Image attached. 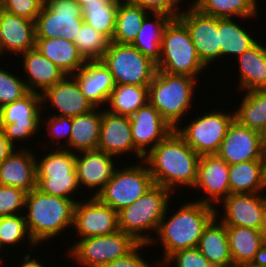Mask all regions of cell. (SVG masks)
Instances as JSON below:
<instances>
[{
  "label": "cell",
  "instance_id": "obj_46",
  "mask_svg": "<svg viewBox=\"0 0 266 267\" xmlns=\"http://www.w3.org/2000/svg\"><path fill=\"white\" fill-rule=\"evenodd\" d=\"M48 123L45 128H47V132L50 138L57 140L61 138H66L64 142H66L64 145H59V148H64L69 150V141H70V135H71V127H72V118L65 117V116H54L48 117V120H46ZM52 136V137H51ZM67 145V146H65ZM66 148H65V147Z\"/></svg>",
  "mask_w": 266,
  "mask_h": 267
},
{
  "label": "cell",
  "instance_id": "obj_18",
  "mask_svg": "<svg viewBox=\"0 0 266 267\" xmlns=\"http://www.w3.org/2000/svg\"><path fill=\"white\" fill-rule=\"evenodd\" d=\"M194 188L202 189L208 195L196 201L211 206L215 202H221L230 195L229 164L217 154L201 155Z\"/></svg>",
  "mask_w": 266,
  "mask_h": 267
},
{
  "label": "cell",
  "instance_id": "obj_31",
  "mask_svg": "<svg viewBox=\"0 0 266 267\" xmlns=\"http://www.w3.org/2000/svg\"><path fill=\"white\" fill-rule=\"evenodd\" d=\"M98 107L72 118L71 135L69 141V150L76 151H87L95 150L98 148L101 120H102V109L98 111Z\"/></svg>",
  "mask_w": 266,
  "mask_h": 267
},
{
  "label": "cell",
  "instance_id": "obj_11",
  "mask_svg": "<svg viewBox=\"0 0 266 267\" xmlns=\"http://www.w3.org/2000/svg\"><path fill=\"white\" fill-rule=\"evenodd\" d=\"M235 119L234 112L224 113L217 110L193 118L185 127L180 125L176 132L199 156L217 154L229 126Z\"/></svg>",
  "mask_w": 266,
  "mask_h": 267
},
{
  "label": "cell",
  "instance_id": "obj_37",
  "mask_svg": "<svg viewBox=\"0 0 266 267\" xmlns=\"http://www.w3.org/2000/svg\"><path fill=\"white\" fill-rule=\"evenodd\" d=\"M149 13L131 2H119L112 42L132 44Z\"/></svg>",
  "mask_w": 266,
  "mask_h": 267
},
{
  "label": "cell",
  "instance_id": "obj_16",
  "mask_svg": "<svg viewBox=\"0 0 266 267\" xmlns=\"http://www.w3.org/2000/svg\"><path fill=\"white\" fill-rule=\"evenodd\" d=\"M78 200L74 207V230L80 239L107 235L119 230L118 212L102 203L96 196L86 202Z\"/></svg>",
  "mask_w": 266,
  "mask_h": 267
},
{
  "label": "cell",
  "instance_id": "obj_4",
  "mask_svg": "<svg viewBox=\"0 0 266 267\" xmlns=\"http://www.w3.org/2000/svg\"><path fill=\"white\" fill-rule=\"evenodd\" d=\"M172 194L165 187L155 184L138 200L118 212L119 230L131 235L138 243L150 244L154 236L147 232L153 229L157 233Z\"/></svg>",
  "mask_w": 266,
  "mask_h": 267
},
{
  "label": "cell",
  "instance_id": "obj_25",
  "mask_svg": "<svg viewBox=\"0 0 266 267\" xmlns=\"http://www.w3.org/2000/svg\"><path fill=\"white\" fill-rule=\"evenodd\" d=\"M36 157L30 149H15L0 164V184L16 187L27 193L35 189Z\"/></svg>",
  "mask_w": 266,
  "mask_h": 267
},
{
  "label": "cell",
  "instance_id": "obj_55",
  "mask_svg": "<svg viewBox=\"0 0 266 267\" xmlns=\"http://www.w3.org/2000/svg\"><path fill=\"white\" fill-rule=\"evenodd\" d=\"M117 2H131L132 0H115Z\"/></svg>",
  "mask_w": 266,
  "mask_h": 267
},
{
  "label": "cell",
  "instance_id": "obj_38",
  "mask_svg": "<svg viewBox=\"0 0 266 267\" xmlns=\"http://www.w3.org/2000/svg\"><path fill=\"white\" fill-rule=\"evenodd\" d=\"M218 33L221 46V57L226 55L240 56L253 47L258 40L253 37L233 18H218Z\"/></svg>",
  "mask_w": 266,
  "mask_h": 267
},
{
  "label": "cell",
  "instance_id": "obj_35",
  "mask_svg": "<svg viewBox=\"0 0 266 267\" xmlns=\"http://www.w3.org/2000/svg\"><path fill=\"white\" fill-rule=\"evenodd\" d=\"M257 3L256 0H194L191 5L207 16L249 19L258 13Z\"/></svg>",
  "mask_w": 266,
  "mask_h": 267
},
{
  "label": "cell",
  "instance_id": "obj_1",
  "mask_svg": "<svg viewBox=\"0 0 266 267\" xmlns=\"http://www.w3.org/2000/svg\"><path fill=\"white\" fill-rule=\"evenodd\" d=\"M200 156L174 129L147 153V164L154 183L175 193L176 186L194 187Z\"/></svg>",
  "mask_w": 266,
  "mask_h": 267
},
{
  "label": "cell",
  "instance_id": "obj_45",
  "mask_svg": "<svg viewBox=\"0 0 266 267\" xmlns=\"http://www.w3.org/2000/svg\"><path fill=\"white\" fill-rule=\"evenodd\" d=\"M2 3L4 11L35 21L45 0H2Z\"/></svg>",
  "mask_w": 266,
  "mask_h": 267
},
{
  "label": "cell",
  "instance_id": "obj_22",
  "mask_svg": "<svg viewBox=\"0 0 266 267\" xmlns=\"http://www.w3.org/2000/svg\"><path fill=\"white\" fill-rule=\"evenodd\" d=\"M97 149L114 157L134 151L136 158L143 160L134 148L130 117L112 114L105 109L102 111Z\"/></svg>",
  "mask_w": 266,
  "mask_h": 267
},
{
  "label": "cell",
  "instance_id": "obj_56",
  "mask_svg": "<svg viewBox=\"0 0 266 267\" xmlns=\"http://www.w3.org/2000/svg\"><path fill=\"white\" fill-rule=\"evenodd\" d=\"M3 10V3L2 0H0V12Z\"/></svg>",
  "mask_w": 266,
  "mask_h": 267
},
{
  "label": "cell",
  "instance_id": "obj_5",
  "mask_svg": "<svg viewBox=\"0 0 266 267\" xmlns=\"http://www.w3.org/2000/svg\"><path fill=\"white\" fill-rule=\"evenodd\" d=\"M197 81L188 75L157 70L148 86V103L175 129L190 109Z\"/></svg>",
  "mask_w": 266,
  "mask_h": 267
},
{
  "label": "cell",
  "instance_id": "obj_54",
  "mask_svg": "<svg viewBox=\"0 0 266 267\" xmlns=\"http://www.w3.org/2000/svg\"><path fill=\"white\" fill-rule=\"evenodd\" d=\"M0 130H2L1 108H0Z\"/></svg>",
  "mask_w": 266,
  "mask_h": 267
},
{
  "label": "cell",
  "instance_id": "obj_29",
  "mask_svg": "<svg viewBox=\"0 0 266 267\" xmlns=\"http://www.w3.org/2000/svg\"><path fill=\"white\" fill-rule=\"evenodd\" d=\"M230 194L261 193L266 188V161L229 165Z\"/></svg>",
  "mask_w": 266,
  "mask_h": 267
},
{
  "label": "cell",
  "instance_id": "obj_8",
  "mask_svg": "<svg viewBox=\"0 0 266 267\" xmlns=\"http://www.w3.org/2000/svg\"><path fill=\"white\" fill-rule=\"evenodd\" d=\"M101 61L111 72L115 85L149 86L157 71L156 63L132 44L111 41Z\"/></svg>",
  "mask_w": 266,
  "mask_h": 267
},
{
  "label": "cell",
  "instance_id": "obj_12",
  "mask_svg": "<svg viewBox=\"0 0 266 267\" xmlns=\"http://www.w3.org/2000/svg\"><path fill=\"white\" fill-rule=\"evenodd\" d=\"M84 23L81 7L74 0H45L35 20V38H59L74 42Z\"/></svg>",
  "mask_w": 266,
  "mask_h": 267
},
{
  "label": "cell",
  "instance_id": "obj_33",
  "mask_svg": "<svg viewBox=\"0 0 266 267\" xmlns=\"http://www.w3.org/2000/svg\"><path fill=\"white\" fill-rule=\"evenodd\" d=\"M233 265H249L264 242L260 230L242 226H226Z\"/></svg>",
  "mask_w": 266,
  "mask_h": 267
},
{
  "label": "cell",
  "instance_id": "obj_23",
  "mask_svg": "<svg viewBox=\"0 0 266 267\" xmlns=\"http://www.w3.org/2000/svg\"><path fill=\"white\" fill-rule=\"evenodd\" d=\"M35 48V21L0 12V56L9 54L21 55ZM11 52V53H10Z\"/></svg>",
  "mask_w": 266,
  "mask_h": 267
},
{
  "label": "cell",
  "instance_id": "obj_48",
  "mask_svg": "<svg viewBox=\"0 0 266 267\" xmlns=\"http://www.w3.org/2000/svg\"><path fill=\"white\" fill-rule=\"evenodd\" d=\"M148 245L149 244L139 243L126 256L118 258L103 267H153L154 265L149 264V261L147 263L139 252L143 247L145 248Z\"/></svg>",
  "mask_w": 266,
  "mask_h": 267
},
{
  "label": "cell",
  "instance_id": "obj_24",
  "mask_svg": "<svg viewBox=\"0 0 266 267\" xmlns=\"http://www.w3.org/2000/svg\"><path fill=\"white\" fill-rule=\"evenodd\" d=\"M73 76L94 107L100 108L102 104H107L115 83L111 72L102 61H86Z\"/></svg>",
  "mask_w": 266,
  "mask_h": 267
},
{
  "label": "cell",
  "instance_id": "obj_19",
  "mask_svg": "<svg viewBox=\"0 0 266 267\" xmlns=\"http://www.w3.org/2000/svg\"><path fill=\"white\" fill-rule=\"evenodd\" d=\"M48 100L58 110L59 114L54 116L74 118L95 108L84 96L73 75H66L41 94L42 104L49 102Z\"/></svg>",
  "mask_w": 266,
  "mask_h": 267
},
{
  "label": "cell",
  "instance_id": "obj_13",
  "mask_svg": "<svg viewBox=\"0 0 266 267\" xmlns=\"http://www.w3.org/2000/svg\"><path fill=\"white\" fill-rule=\"evenodd\" d=\"M43 106L41 94L29 92L23 98L1 107L2 130L14 147L17 140L23 141L39 131V125L43 122Z\"/></svg>",
  "mask_w": 266,
  "mask_h": 267
},
{
  "label": "cell",
  "instance_id": "obj_27",
  "mask_svg": "<svg viewBox=\"0 0 266 267\" xmlns=\"http://www.w3.org/2000/svg\"><path fill=\"white\" fill-rule=\"evenodd\" d=\"M215 210L216 216L205 227L197 248L214 267L233 265L226 225L216 222L219 213Z\"/></svg>",
  "mask_w": 266,
  "mask_h": 267
},
{
  "label": "cell",
  "instance_id": "obj_41",
  "mask_svg": "<svg viewBox=\"0 0 266 267\" xmlns=\"http://www.w3.org/2000/svg\"><path fill=\"white\" fill-rule=\"evenodd\" d=\"M20 214L10 215L0 217V248L3 250V247L10 245L20 244L19 242H23V240L27 239L31 247L37 246L30 234L28 232L26 221H25V212H20ZM27 238H26V237ZM5 245V246H4Z\"/></svg>",
  "mask_w": 266,
  "mask_h": 267
},
{
  "label": "cell",
  "instance_id": "obj_40",
  "mask_svg": "<svg viewBox=\"0 0 266 267\" xmlns=\"http://www.w3.org/2000/svg\"><path fill=\"white\" fill-rule=\"evenodd\" d=\"M110 42L105 35L84 22L73 43L85 61H101Z\"/></svg>",
  "mask_w": 266,
  "mask_h": 267
},
{
  "label": "cell",
  "instance_id": "obj_53",
  "mask_svg": "<svg viewBox=\"0 0 266 267\" xmlns=\"http://www.w3.org/2000/svg\"><path fill=\"white\" fill-rule=\"evenodd\" d=\"M81 8L88 2L98 1V0H74Z\"/></svg>",
  "mask_w": 266,
  "mask_h": 267
},
{
  "label": "cell",
  "instance_id": "obj_26",
  "mask_svg": "<svg viewBox=\"0 0 266 267\" xmlns=\"http://www.w3.org/2000/svg\"><path fill=\"white\" fill-rule=\"evenodd\" d=\"M26 74L24 80L29 92L42 94L46 89L62 80L66 74L36 48L21 53ZM41 89V90H40ZM39 90V91H38Z\"/></svg>",
  "mask_w": 266,
  "mask_h": 267
},
{
  "label": "cell",
  "instance_id": "obj_39",
  "mask_svg": "<svg viewBox=\"0 0 266 267\" xmlns=\"http://www.w3.org/2000/svg\"><path fill=\"white\" fill-rule=\"evenodd\" d=\"M119 2L115 0H98L85 4L82 17L86 24L112 41L115 32L116 12Z\"/></svg>",
  "mask_w": 266,
  "mask_h": 267
},
{
  "label": "cell",
  "instance_id": "obj_47",
  "mask_svg": "<svg viewBox=\"0 0 266 267\" xmlns=\"http://www.w3.org/2000/svg\"><path fill=\"white\" fill-rule=\"evenodd\" d=\"M180 1L182 0H132L131 3L150 13H163L175 19L182 12L177 10Z\"/></svg>",
  "mask_w": 266,
  "mask_h": 267
},
{
  "label": "cell",
  "instance_id": "obj_32",
  "mask_svg": "<svg viewBox=\"0 0 266 267\" xmlns=\"http://www.w3.org/2000/svg\"><path fill=\"white\" fill-rule=\"evenodd\" d=\"M150 17L154 19L152 20ZM172 19V17L163 13H149L144 18L137 37L132 43L135 48L156 64L161 57V42L164 29Z\"/></svg>",
  "mask_w": 266,
  "mask_h": 267
},
{
  "label": "cell",
  "instance_id": "obj_51",
  "mask_svg": "<svg viewBox=\"0 0 266 267\" xmlns=\"http://www.w3.org/2000/svg\"><path fill=\"white\" fill-rule=\"evenodd\" d=\"M45 265H43L42 263H40V261H37L36 259H32L30 254H26L24 256V261L21 265H19L18 267H44Z\"/></svg>",
  "mask_w": 266,
  "mask_h": 267
},
{
  "label": "cell",
  "instance_id": "obj_7",
  "mask_svg": "<svg viewBox=\"0 0 266 267\" xmlns=\"http://www.w3.org/2000/svg\"><path fill=\"white\" fill-rule=\"evenodd\" d=\"M50 151L44 155L42 160H36V189L48 195L71 199L77 203L78 199H74L71 195L80 188L75 152L64 148Z\"/></svg>",
  "mask_w": 266,
  "mask_h": 267
},
{
  "label": "cell",
  "instance_id": "obj_36",
  "mask_svg": "<svg viewBox=\"0 0 266 267\" xmlns=\"http://www.w3.org/2000/svg\"><path fill=\"white\" fill-rule=\"evenodd\" d=\"M148 103V86L115 85L108 99V112L131 117L139 108Z\"/></svg>",
  "mask_w": 266,
  "mask_h": 267
},
{
  "label": "cell",
  "instance_id": "obj_58",
  "mask_svg": "<svg viewBox=\"0 0 266 267\" xmlns=\"http://www.w3.org/2000/svg\"><path fill=\"white\" fill-rule=\"evenodd\" d=\"M236 267H250L249 265H239V266H236Z\"/></svg>",
  "mask_w": 266,
  "mask_h": 267
},
{
  "label": "cell",
  "instance_id": "obj_10",
  "mask_svg": "<svg viewBox=\"0 0 266 267\" xmlns=\"http://www.w3.org/2000/svg\"><path fill=\"white\" fill-rule=\"evenodd\" d=\"M139 243L121 230L117 232L78 239L68 249L70 259L83 267H103L130 253Z\"/></svg>",
  "mask_w": 266,
  "mask_h": 267
},
{
  "label": "cell",
  "instance_id": "obj_30",
  "mask_svg": "<svg viewBox=\"0 0 266 267\" xmlns=\"http://www.w3.org/2000/svg\"><path fill=\"white\" fill-rule=\"evenodd\" d=\"M239 62L240 84L242 91L266 88V47L256 43L237 57Z\"/></svg>",
  "mask_w": 266,
  "mask_h": 267
},
{
  "label": "cell",
  "instance_id": "obj_49",
  "mask_svg": "<svg viewBox=\"0 0 266 267\" xmlns=\"http://www.w3.org/2000/svg\"><path fill=\"white\" fill-rule=\"evenodd\" d=\"M15 147L5 137L3 130H0V164L13 152Z\"/></svg>",
  "mask_w": 266,
  "mask_h": 267
},
{
  "label": "cell",
  "instance_id": "obj_21",
  "mask_svg": "<svg viewBox=\"0 0 266 267\" xmlns=\"http://www.w3.org/2000/svg\"><path fill=\"white\" fill-rule=\"evenodd\" d=\"M80 155L75 153L79 185L93 191L97 188L92 194L96 196L113 176L116 169L114 156L99 149L80 151Z\"/></svg>",
  "mask_w": 266,
  "mask_h": 267
},
{
  "label": "cell",
  "instance_id": "obj_6",
  "mask_svg": "<svg viewBox=\"0 0 266 267\" xmlns=\"http://www.w3.org/2000/svg\"><path fill=\"white\" fill-rule=\"evenodd\" d=\"M157 70L169 74L198 78L206 66L199 59L187 27L172 19L165 27L161 42V57Z\"/></svg>",
  "mask_w": 266,
  "mask_h": 267
},
{
  "label": "cell",
  "instance_id": "obj_9",
  "mask_svg": "<svg viewBox=\"0 0 266 267\" xmlns=\"http://www.w3.org/2000/svg\"><path fill=\"white\" fill-rule=\"evenodd\" d=\"M144 164V165H143ZM155 185L147 164L141 163L121 169L116 168L111 180L96 197L113 210L119 212L131 205Z\"/></svg>",
  "mask_w": 266,
  "mask_h": 267
},
{
  "label": "cell",
  "instance_id": "obj_57",
  "mask_svg": "<svg viewBox=\"0 0 266 267\" xmlns=\"http://www.w3.org/2000/svg\"><path fill=\"white\" fill-rule=\"evenodd\" d=\"M0 250H2V249L0 248ZM1 259H3V258L0 257V267L3 265V263H2L3 260H1Z\"/></svg>",
  "mask_w": 266,
  "mask_h": 267
},
{
  "label": "cell",
  "instance_id": "obj_44",
  "mask_svg": "<svg viewBox=\"0 0 266 267\" xmlns=\"http://www.w3.org/2000/svg\"><path fill=\"white\" fill-rule=\"evenodd\" d=\"M172 262L175 267H214L197 247L177 251L162 264L163 266H159L160 262H157V266L171 267Z\"/></svg>",
  "mask_w": 266,
  "mask_h": 267
},
{
  "label": "cell",
  "instance_id": "obj_3",
  "mask_svg": "<svg viewBox=\"0 0 266 267\" xmlns=\"http://www.w3.org/2000/svg\"><path fill=\"white\" fill-rule=\"evenodd\" d=\"M75 202L60 196L48 195L33 189L26 194L24 214L33 242L38 246L61 231L73 226Z\"/></svg>",
  "mask_w": 266,
  "mask_h": 267
},
{
  "label": "cell",
  "instance_id": "obj_42",
  "mask_svg": "<svg viewBox=\"0 0 266 267\" xmlns=\"http://www.w3.org/2000/svg\"><path fill=\"white\" fill-rule=\"evenodd\" d=\"M28 93L24 80L0 68V108L23 98Z\"/></svg>",
  "mask_w": 266,
  "mask_h": 267
},
{
  "label": "cell",
  "instance_id": "obj_14",
  "mask_svg": "<svg viewBox=\"0 0 266 267\" xmlns=\"http://www.w3.org/2000/svg\"><path fill=\"white\" fill-rule=\"evenodd\" d=\"M217 155L229 165L244 161H266L265 136L234 119Z\"/></svg>",
  "mask_w": 266,
  "mask_h": 267
},
{
  "label": "cell",
  "instance_id": "obj_15",
  "mask_svg": "<svg viewBox=\"0 0 266 267\" xmlns=\"http://www.w3.org/2000/svg\"><path fill=\"white\" fill-rule=\"evenodd\" d=\"M189 6L177 18L187 27L198 57L207 67L221 57L218 18L204 15L192 5Z\"/></svg>",
  "mask_w": 266,
  "mask_h": 267
},
{
  "label": "cell",
  "instance_id": "obj_2",
  "mask_svg": "<svg viewBox=\"0 0 266 267\" xmlns=\"http://www.w3.org/2000/svg\"><path fill=\"white\" fill-rule=\"evenodd\" d=\"M217 207L202 203L200 201L187 202L183 204L172 216H167L166 210L161 219L157 235L164 248V260L162 264L175 252L197 247L205 227L216 216ZM168 218V219H167Z\"/></svg>",
  "mask_w": 266,
  "mask_h": 267
},
{
  "label": "cell",
  "instance_id": "obj_17",
  "mask_svg": "<svg viewBox=\"0 0 266 267\" xmlns=\"http://www.w3.org/2000/svg\"><path fill=\"white\" fill-rule=\"evenodd\" d=\"M130 124L134 148L143 158L174 130L149 103L130 117Z\"/></svg>",
  "mask_w": 266,
  "mask_h": 267
},
{
  "label": "cell",
  "instance_id": "obj_52",
  "mask_svg": "<svg viewBox=\"0 0 266 267\" xmlns=\"http://www.w3.org/2000/svg\"><path fill=\"white\" fill-rule=\"evenodd\" d=\"M260 231L263 234L264 241H266V198L264 199V208L262 212V226Z\"/></svg>",
  "mask_w": 266,
  "mask_h": 267
},
{
  "label": "cell",
  "instance_id": "obj_43",
  "mask_svg": "<svg viewBox=\"0 0 266 267\" xmlns=\"http://www.w3.org/2000/svg\"><path fill=\"white\" fill-rule=\"evenodd\" d=\"M27 192L0 184V217L19 214L25 207Z\"/></svg>",
  "mask_w": 266,
  "mask_h": 267
},
{
  "label": "cell",
  "instance_id": "obj_20",
  "mask_svg": "<svg viewBox=\"0 0 266 267\" xmlns=\"http://www.w3.org/2000/svg\"><path fill=\"white\" fill-rule=\"evenodd\" d=\"M265 194H230L222 200L224 215L220 220L226 226H242L261 230Z\"/></svg>",
  "mask_w": 266,
  "mask_h": 267
},
{
  "label": "cell",
  "instance_id": "obj_50",
  "mask_svg": "<svg viewBox=\"0 0 266 267\" xmlns=\"http://www.w3.org/2000/svg\"><path fill=\"white\" fill-rule=\"evenodd\" d=\"M249 266L266 267V241L261 244Z\"/></svg>",
  "mask_w": 266,
  "mask_h": 267
},
{
  "label": "cell",
  "instance_id": "obj_28",
  "mask_svg": "<svg viewBox=\"0 0 266 267\" xmlns=\"http://www.w3.org/2000/svg\"><path fill=\"white\" fill-rule=\"evenodd\" d=\"M35 48L66 75H73L86 63L76 45L62 36L55 39L35 38Z\"/></svg>",
  "mask_w": 266,
  "mask_h": 267
},
{
  "label": "cell",
  "instance_id": "obj_59",
  "mask_svg": "<svg viewBox=\"0 0 266 267\" xmlns=\"http://www.w3.org/2000/svg\"><path fill=\"white\" fill-rule=\"evenodd\" d=\"M220 267H236L235 265H229V266H220Z\"/></svg>",
  "mask_w": 266,
  "mask_h": 267
},
{
  "label": "cell",
  "instance_id": "obj_34",
  "mask_svg": "<svg viewBox=\"0 0 266 267\" xmlns=\"http://www.w3.org/2000/svg\"><path fill=\"white\" fill-rule=\"evenodd\" d=\"M241 125L266 135V88L246 91L240 107L234 112Z\"/></svg>",
  "mask_w": 266,
  "mask_h": 267
}]
</instances>
